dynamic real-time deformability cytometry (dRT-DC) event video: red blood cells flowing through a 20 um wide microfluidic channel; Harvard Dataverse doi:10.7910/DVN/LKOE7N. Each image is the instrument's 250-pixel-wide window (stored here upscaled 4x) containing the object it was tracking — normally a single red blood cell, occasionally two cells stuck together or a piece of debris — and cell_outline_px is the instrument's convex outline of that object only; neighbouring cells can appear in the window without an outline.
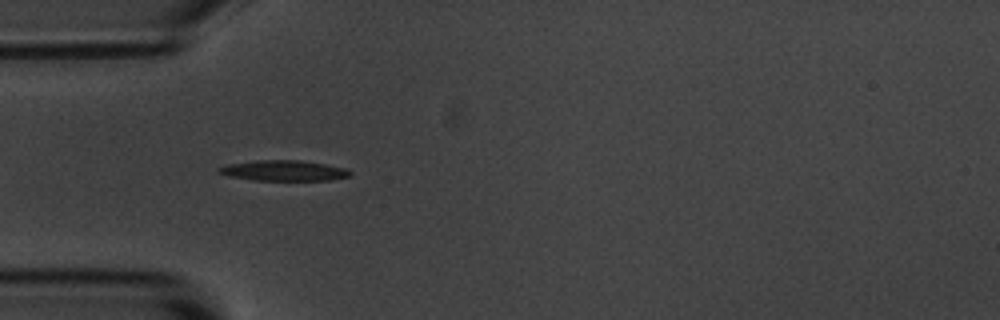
{"species": "common noctule bat (a hibernating species)", "species_latin": "Nyctalus noctula", "temperature_condition": "room temperature", "stored_images_in_passage": 3, "camera_frame_rate_fps": 3000, "um_per_image_px": 0.085, "animal": {"sex": "male", "body_mass_g": 20.1, "forearm_length_mm": 53.5}, "frame": {"image": 1, "passage_image": 2, "time_ms": 1.333, "image_size_px": [1000, 320], "cell_outline_px": [[352, 176], [332, 180], [252, 180], [228, 176], [216, 172], [216, 168], [228, 164], [256, 160], [300, 160], [348, 168], [352, 172]], "centroid_in_image_um": [24.13, 14.5], "position_along_channel_um": 60.9, "area_um2": 15.9}}